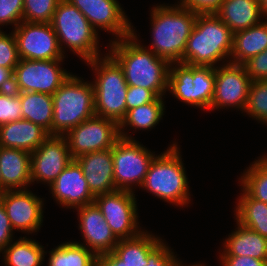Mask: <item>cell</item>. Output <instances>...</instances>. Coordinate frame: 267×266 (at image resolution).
Masks as SVG:
<instances>
[{
    "label": "cell",
    "instance_id": "1",
    "mask_svg": "<svg viewBox=\"0 0 267 266\" xmlns=\"http://www.w3.org/2000/svg\"><path fill=\"white\" fill-rule=\"evenodd\" d=\"M136 32L132 29V35L110 40L108 54L122 68L128 85L143 87L158 97H165L170 63L141 45Z\"/></svg>",
    "mask_w": 267,
    "mask_h": 266
},
{
    "label": "cell",
    "instance_id": "2",
    "mask_svg": "<svg viewBox=\"0 0 267 266\" xmlns=\"http://www.w3.org/2000/svg\"><path fill=\"white\" fill-rule=\"evenodd\" d=\"M153 6L150 10L152 42L147 49L170 64L183 63L187 40L198 14L178 4Z\"/></svg>",
    "mask_w": 267,
    "mask_h": 266
},
{
    "label": "cell",
    "instance_id": "3",
    "mask_svg": "<svg viewBox=\"0 0 267 266\" xmlns=\"http://www.w3.org/2000/svg\"><path fill=\"white\" fill-rule=\"evenodd\" d=\"M232 49L233 33L229 27L215 13L198 14L187 40L183 63L217 67L220 61L222 65L230 63Z\"/></svg>",
    "mask_w": 267,
    "mask_h": 266
},
{
    "label": "cell",
    "instance_id": "4",
    "mask_svg": "<svg viewBox=\"0 0 267 266\" xmlns=\"http://www.w3.org/2000/svg\"><path fill=\"white\" fill-rule=\"evenodd\" d=\"M173 142L156 155L140 187L169 204L184 207L191 201L189 181L182 161L180 147Z\"/></svg>",
    "mask_w": 267,
    "mask_h": 266
},
{
    "label": "cell",
    "instance_id": "5",
    "mask_svg": "<svg viewBox=\"0 0 267 266\" xmlns=\"http://www.w3.org/2000/svg\"><path fill=\"white\" fill-rule=\"evenodd\" d=\"M51 135L64 136L81 122L95 116L92 82L71 73L52 95Z\"/></svg>",
    "mask_w": 267,
    "mask_h": 266
},
{
    "label": "cell",
    "instance_id": "6",
    "mask_svg": "<svg viewBox=\"0 0 267 266\" xmlns=\"http://www.w3.org/2000/svg\"><path fill=\"white\" fill-rule=\"evenodd\" d=\"M105 54L85 62L95 73L92 81L95 114L119 125L127 112L128 84L119 64L107 52Z\"/></svg>",
    "mask_w": 267,
    "mask_h": 266
},
{
    "label": "cell",
    "instance_id": "7",
    "mask_svg": "<svg viewBox=\"0 0 267 266\" xmlns=\"http://www.w3.org/2000/svg\"><path fill=\"white\" fill-rule=\"evenodd\" d=\"M50 24L64 54L66 47L85 62L103 55L99 49L98 32L83 13L68 0L58 2Z\"/></svg>",
    "mask_w": 267,
    "mask_h": 266
},
{
    "label": "cell",
    "instance_id": "8",
    "mask_svg": "<svg viewBox=\"0 0 267 266\" xmlns=\"http://www.w3.org/2000/svg\"><path fill=\"white\" fill-rule=\"evenodd\" d=\"M215 87V67L171 63L167 91L180 102L209 110Z\"/></svg>",
    "mask_w": 267,
    "mask_h": 266
},
{
    "label": "cell",
    "instance_id": "9",
    "mask_svg": "<svg viewBox=\"0 0 267 266\" xmlns=\"http://www.w3.org/2000/svg\"><path fill=\"white\" fill-rule=\"evenodd\" d=\"M112 156L116 189L135 193V186H142L156 154L139 141L120 138L112 147Z\"/></svg>",
    "mask_w": 267,
    "mask_h": 266
},
{
    "label": "cell",
    "instance_id": "10",
    "mask_svg": "<svg viewBox=\"0 0 267 266\" xmlns=\"http://www.w3.org/2000/svg\"><path fill=\"white\" fill-rule=\"evenodd\" d=\"M64 59H20L13 71V89L17 92H39L53 95L71 75L61 67Z\"/></svg>",
    "mask_w": 267,
    "mask_h": 266
},
{
    "label": "cell",
    "instance_id": "11",
    "mask_svg": "<svg viewBox=\"0 0 267 266\" xmlns=\"http://www.w3.org/2000/svg\"><path fill=\"white\" fill-rule=\"evenodd\" d=\"M136 199L135 193L122 190L95 196L94 203L119 240L136 237L144 230L139 226Z\"/></svg>",
    "mask_w": 267,
    "mask_h": 266
},
{
    "label": "cell",
    "instance_id": "12",
    "mask_svg": "<svg viewBox=\"0 0 267 266\" xmlns=\"http://www.w3.org/2000/svg\"><path fill=\"white\" fill-rule=\"evenodd\" d=\"M64 137L75 159L85 153L112 148L120 139L119 125L95 115L71 129Z\"/></svg>",
    "mask_w": 267,
    "mask_h": 266
},
{
    "label": "cell",
    "instance_id": "13",
    "mask_svg": "<svg viewBox=\"0 0 267 266\" xmlns=\"http://www.w3.org/2000/svg\"><path fill=\"white\" fill-rule=\"evenodd\" d=\"M13 33L20 59L56 60L65 59L58 37L50 23L22 21Z\"/></svg>",
    "mask_w": 267,
    "mask_h": 266
},
{
    "label": "cell",
    "instance_id": "14",
    "mask_svg": "<svg viewBox=\"0 0 267 266\" xmlns=\"http://www.w3.org/2000/svg\"><path fill=\"white\" fill-rule=\"evenodd\" d=\"M219 65L215 67L214 95L209 111L234 108L243 113L252 80L241 64Z\"/></svg>",
    "mask_w": 267,
    "mask_h": 266
},
{
    "label": "cell",
    "instance_id": "15",
    "mask_svg": "<svg viewBox=\"0 0 267 266\" xmlns=\"http://www.w3.org/2000/svg\"><path fill=\"white\" fill-rule=\"evenodd\" d=\"M44 199L31 190H5L0 201L13 230L33 234L43 225Z\"/></svg>",
    "mask_w": 267,
    "mask_h": 266
},
{
    "label": "cell",
    "instance_id": "16",
    "mask_svg": "<svg viewBox=\"0 0 267 266\" xmlns=\"http://www.w3.org/2000/svg\"><path fill=\"white\" fill-rule=\"evenodd\" d=\"M99 32L112 33L115 40L132 35L133 25L118 0H68ZM99 28V30H98Z\"/></svg>",
    "mask_w": 267,
    "mask_h": 266
},
{
    "label": "cell",
    "instance_id": "17",
    "mask_svg": "<svg viewBox=\"0 0 267 266\" xmlns=\"http://www.w3.org/2000/svg\"><path fill=\"white\" fill-rule=\"evenodd\" d=\"M72 160L65 137L49 135L31 153V182L49 186Z\"/></svg>",
    "mask_w": 267,
    "mask_h": 266
},
{
    "label": "cell",
    "instance_id": "18",
    "mask_svg": "<svg viewBox=\"0 0 267 266\" xmlns=\"http://www.w3.org/2000/svg\"><path fill=\"white\" fill-rule=\"evenodd\" d=\"M75 209L78 212V229L84 239L83 243L75 242L84 245L96 255H103L113 251L119 239L110 229L97 205L92 203Z\"/></svg>",
    "mask_w": 267,
    "mask_h": 266
},
{
    "label": "cell",
    "instance_id": "19",
    "mask_svg": "<svg viewBox=\"0 0 267 266\" xmlns=\"http://www.w3.org/2000/svg\"><path fill=\"white\" fill-rule=\"evenodd\" d=\"M49 189L52 198L62 208L75 209L94 203L95 196L90 192L82 169L74 159L49 185Z\"/></svg>",
    "mask_w": 267,
    "mask_h": 266
},
{
    "label": "cell",
    "instance_id": "20",
    "mask_svg": "<svg viewBox=\"0 0 267 266\" xmlns=\"http://www.w3.org/2000/svg\"><path fill=\"white\" fill-rule=\"evenodd\" d=\"M74 160L80 165L90 192L94 196L117 191L112 148L85 153Z\"/></svg>",
    "mask_w": 267,
    "mask_h": 266
},
{
    "label": "cell",
    "instance_id": "21",
    "mask_svg": "<svg viewBox=\"0 0 267 266\" xmlns=\"http://www.w3.org/2000/svg\"><path fill=\"white\" fill-rule=\"evenodd\" d=\"M31 153L0 147V177L5 190H26L31 182Z\"/></svg>",
    "mask_w": 267,
    "mask_h": 266
},
{
    "label": "cell",
    "instance_id": "22",
    "mask_svg": "<svg viewBox=\"0 0 267 266\" xmlns=\"http://www.w3.org/2000/svg\"><path fill=\"white\" fill-rule=\"evenodd\" d=\"M49 135L41 126L21 119L0 126V147L22 149L32 153Z\"/></svg>",
    "mask_w": 267,
    "mask_h": 266
},
{
    "label": "cell",
    "instance_id": "23",
    "mask_svg": "<svg viewBox=\"0 0 267 266\" xmlns=\"http://www.w3.org/2000/svg\"><path fill=\"white\" fill-rule=\"evenodd\" d=\"M223 241V251L219 256H250L259 260H267V238L241 225Z\"/></svg>",
    "mask_w": 267,
    "mask_h": 266
},
{
    "label": "cell",
    "instance_id": "24",
    "mask_svg": "<svg viewBox=\"0 0 267 266\" xmlns=\"http://www.w3.org/2000/svg\"><path fill=\"white\" fill-rule=\"evenodd\" d=\"M232 31L236 33L262 21L265 18L258 0H223L215 13Z\"/></svg>",
    "mask_w": 267,
    "mask_h": 266
},
{
    "label": "cell",
    "instance_id": "25",
    "mask_svg": "<svg viewBox=\"0 0 267 266\" xmlns=\"http://www.w3.org/2000/svg\"><path fill=\"white\" fill-rule=\"evenodd\" d=\"M267 49V18L248 29L233 34L230 63L242 64Z\"/></svg>",
    "mask_w": 267,
    "mask_h": 266
},
{
    "label": "cell",
    "instance_id": "26",
    "mask_svg": "<svg viewBox=\"0 0 267 266\" xmlns=\"http://www.w3.org/2000/svg\"><path fill=\"white\" fill-rule=\"evenodd\" d=\"M163 241L158 235L143 230L138 236L120 239L113 252L126 266H146L148 255Z\"/></svg>",
    "mask_w": 267,
    "mask_h": 266
},
{
    "label": "cell",
    "instance_id": "27",
    "mask_svg": "<svg viewBox=\"0 0 267 266\" xmlns=\"http://www.w3.org/2000/svg\"><path fill=\"white\" fill-rule=\"evenodd\" d=\"M163 98L165 97H158L153 102L128 110L125 117L119 123L120 138L135 140L130 133L128 135V132L125 131L128 130L126 128L128 126L130 129L149 130L159 124V121L163 118L164 110H166Z\"/></svg>",
    "mask_w": 267,
    "mask_h": 266
},
{
    "label": "cell",
    "instance_id": "28",
    "mask_svg": "<svg viewBox=\"0 0 267 266\" xmlns=\"http://www.w3.org/2000/svg\"><path fill=\"white\" fill-rule=\"evenodd\" d=\"M236 202L235 220L267 238V203L252 198L242 187Z\"/></svg>",
    "mask_w": 267,
    "mask_h": 266
},
{
    "label": "cell",
    "instance_id": "29",
    "mask_svg": "<svg viewBox=\"0 0 267 266\" xmlns=\"http://www.w3.org/2000/svg\"><path fill=\"white\" fill-rule=\"evenodd\" d=\"M5 266H41L47 251L36 240L20 237L2 251Z\"/></svg>",
    "mask_w": 267,
    "mask_h": 266
},
{
    "label": "cell",
    "instance_id": "30",
    "mask_svg": "<svg viewBox=\"0 0 267 266\" xmlns=\"http://www.w3.org/2000/svg\"><path fill=\"white\" fill-rule=\"evenodd\" d=\"M22 119L41 126L51 135L53 121L52 95L39 92H21Z\"/></svg>",
    "mask_w": 267,
    "mask_h": 266
},
{
    "label": "cell",
    "instance_id": "31",
    "mask_svg": "<svg viewBox=\"0 0 267 266\" xmlns=\"http://www.w3.org/2000/svg\"><path fill=\"white\" fill-rule=\"evenodd\" d=\"M48 266H93L96 254L75 241L63 242L49 251Z\"/></svg>",
    "mask_w": 267,
    "mask_h": 266
},
{
    "label": "cell",
    "instance_id": "32",
    "mask_svg": "<svg viewBox=\"0 0 267 266\" xmlns=\"http://www.w3.org/2000/svg\"><path fill=\"white\" fill-rule=\"evenodd\" d=\"M239 179L240 186L252 198L267 203V155L251 163Z\"/></svg>",
    "mask_w": 267,
    "mask_h": 266
},
{
    "label": "cell",
    "instance_id": "33",
    "mask_svg": "<svg viewBox=\"0 0 267 266\" xmlns=\"http://www.w3.org/2000/svg\"><path fill=\"white\" fill-rule=\"evenodd\" d=\"M244 112L267 125V80L251 82Z\"/></svg>",
    "mask_w": 267,
    "mask_h": 266
},
{
    "label": "cell",
    "instance_id": "34",
    "mask_svg": "<svg viewBox=\"0 0 267 266\" xmlns=\"http://www.w3.org/2000/svg\"><path fill=\"white\" fill-rule=\"evenodd\" d=\"M60 0H24L23 21L50 23Z\"/></svg>",
    "mask_w": 267,
    "mask_h": 266
},
{
    "label": "cell",
    "instance_id": "35",
    "mask_svg": "<svg viewBox=\"0 0 267 266\" xmlns=\"http://www.w3.org/2000/svg\"><path fill=\"white\" fill-rule=\"evenodd\" d=\"M21 92L0 91V126L22 119Z\"/></svg>",
    "mask_w": 267,
    "mask_h": 266
},
{
    "label": "cell",
    "instance_id": "36",
    "mask_svg": "<svg viewBox=\"0 0 267 266\" xmlns=\"http://www.w3.org/2000/svg\"><path fill=\"white\" fill-rule=\"evenodd\" d=\"M19 62L20 56L13 31L7 34L0 30V66L14 71Z\"/></svg>",
    "mask_w": 267,
    "mask_h": 266
},
{
    "label": "cell",
    "instance_id": "37",
    "mask_svg": "<svg viewBox=\"0 0 267 266\" xmlns=\"http://www.w3.org/2000/svg\"><path fill=\"white\" fill-rule=\"evenodd\" d=\"M23 7L24 0H0V26L16 28L23 21Z\"/></svg>",
    "mask_w": 267,
    "mask_h": 266
},
{
    "label": "cell",
    "instance_id": "38",
    "mask_svg": "<svg viewBox=\"0 0 267 266\" xmlns=\"http://www.w3.org/2000/svg\"><path fill=\"white\" fill-rule=\"evenodd\" d=\"M164 240L148 255L146 266H179L182 262Z\"/></svg>",
    "mask_w": 267,
    "mask_h": 266
},
{
    "label": "cell",
    "instance_id": "39",
    "mask_svg": "<svg viewBox=\"0 0 267 266\" xmlns=\"http://www.w3.org/2000/svg\"><path fill=\"white\" fill-rule=\"evenodd\" d=\"M252 81L267 80V49L241 64Z\"/></svg>",
    "mask_w": 267,
    "mask_h": 266
},
{
    "label": "cell",
    "instance_id": "40",
    "mask_svg": "<svg viewBox=\"0 0 267 266\" xmlns=\"http://www.w3.org/2000/svg\"><path fill=\"white\" fill-rule=\"evenodd\" d=\"M158 96L152 91L143 87L128 85L126 95L127 111L137 108L138 106L153 102Z\"/></svg>",
    "mask_w": 267,
    "mask_h": 266
},
{
    "label": "cell",
    "instance_id": "41",
    "mask_svg": "<svg viewBox=\"0 0 267 266\" xmlns=\"http://www.w3.org/2000/svg\"><path fill=\"white\" fill-rule=\"evenodd\" d=\"M223 0H179L178 5L190 9L197 14L216 13Z\"/></svg>",
    "mask_w": 267,
    "mask_h": 266
},
{
    "label": "cell",
    "instance_id": "42",
    "mask_svg": "<svg viewBox=\"0 0 267 266\" xmlns=\"http://www.w3.org/2000/svg\"><path fill=\"white\" fill-rule=\"evenodd\" d=\"M13 228L5 212L2 202L0 201V253L11 242L13 238ZM14 239V240H13Z\"/></svg>",
    "mask_w": 267,
    "mask_h": 266
},
{
    "label": "cell",
    "instance_id": "43",
    "mask_svg": "<svg viewBox=\"0 0 267 266\" xmlns=\"http://www.w3.org/2000/svg\"><path fill=\"white\" fill-rule=\"evenodd\" d=\"M222 266H267V260L250 256H219Z\"/></svg>",
    "mask_w": 267,
    "mask_h": 266
},
{
    "label": "cell",
    "instance_id": "44",
    "mask_svg": "<svg viewBox=\"0 0 267 266\" xmlns=\"http://www.w3.org/2000/svg\"><path fill=\"white\" fill-rule=\"evenodd\" d=\"M13 89V70L0 66V91Z\"/></svg>",
    "mask_w": 267,
    "mask_h": 266
},
{
    "label": "cell",
    "instance_id": "45",
    "mask_svg": "<svg viewBox=\"0 0 267 266\" xmlns=\"http://www.w3.org/2000/svg\"><path fill=\"white\" fill-rule=\"evenodd\" d=\"M114 266H126L123 261L113 252L103 254Z\"/></svg>",
    "mask_w": 267,
    "mask_h": 266
},
{
    "label": "cell",
    "instance_id": "46",
    "mask_svg": "<svg viewBox=\"0 0 267 266\" xmlns=\"http://www.w3.org/2000/svg\"><path fill=\"white\" fill-rule=\"evenodd\" d=\"M93 266H114L104 255H97Z\"/></svg>",
    "mask_w": 267,
    "mask_h": 266
},
{
    "label": "cell",
    "instance_id": "47",
    "mask_svg": "<svg viewBox=\"0 0 267 266\" xmlns=\"http://www.w3.org/2000/svg\"><path fill=\"white\" fill-rule=\"evenodd\" d=\"M262 15L267 18V0H258Z\"/></svg>",
    "mask_w": 267,
    "mask_h": 266
},
{
    "label": "cell",
    "instance_id": "48",
    "mask_svg": "<svg viewBox=\"0 0 267 266\" xmlns=\"http://www.w3.org/2000/svg\"><path fill=\"white\" fill-rule=\"evenodd\" d=\"M179 266H184V263L182 264H180ZM185 266H187L186 264H185ZM188 266H205V264L203 263H197V264H192V265H188Z\"/></svg>",
    "mask_w": 267,
    "mask_h": 266
},
{
    "label": "cell",
    "instance_id": "49",
    "mask_svg": "<svg viewBox=\"0 0 267 266\" xmlns=\"http://www.w3.org/2000/svg\"><path fill=\"white\" fill-rule=\"evenodd\" d=\"M2 193V182H1V177H0V194Z\"/></svg>",
    "mask_w": 267,
    "mask_h": 266
}]
</instances>
